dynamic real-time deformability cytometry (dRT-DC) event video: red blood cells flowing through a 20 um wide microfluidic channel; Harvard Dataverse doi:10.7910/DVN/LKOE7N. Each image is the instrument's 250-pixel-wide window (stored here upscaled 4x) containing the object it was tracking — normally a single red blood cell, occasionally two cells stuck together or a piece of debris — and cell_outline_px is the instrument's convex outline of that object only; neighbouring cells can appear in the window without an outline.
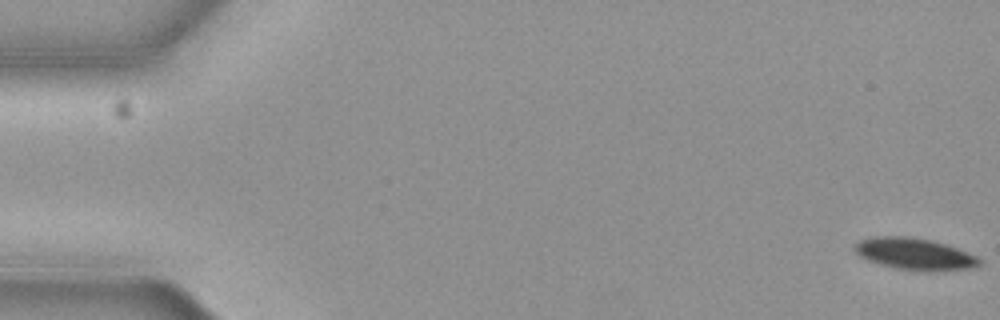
{"species": "common noctule bat (a hibernating species)", "species_latin": "Nyctalus noctula", "temperature_condition": "cold", "stored_images_in_passage": 58, "camera_frame_rate_fps": 3000, "um_per_image_px": 0.085, "animal": {"sex": "female", "body_mass_g": 19.3, "forearm_length_mm": 54.1}, "frame": {"image": 1, "passage_image": 1, "time_ms": 0.0, "image_size_px": [1000, 320], "cell_outline_px": [[980, 264], [976, 268], [932, 272], [924, 272], [896, 268], [880, 264], [868, 260], [860, 256], [852, 248], [860, 240], [872, 236], [904, 236], [928, 240], [944, 244], [956, 248], [976, 256], [980, 260]], "centroid_in_image_um": [77.74, 21.61], "position_along_channel_um": 7.3, "area_um2": 23.06}}
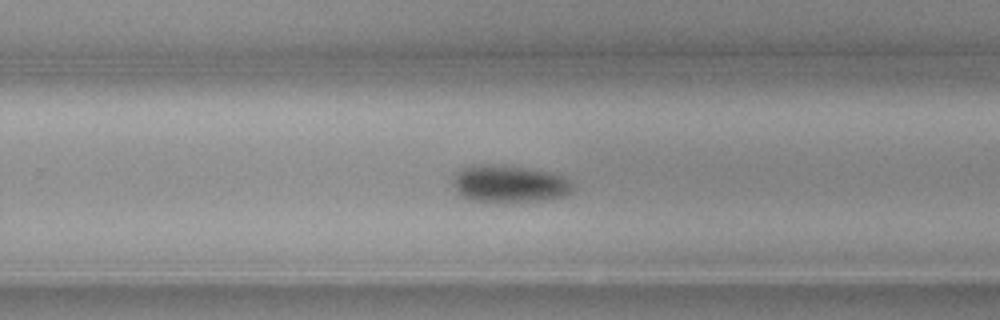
{"frame": {"image": 2, "passage_image": 37, "time_ms": 12.0, "image_size_px": [1000, 320], "cell_outline_px": [[572, 192], [564, 196], [552, 200], [516, 204], [484, 204], [468, 200], [460, 196], [452, 188], [452, 184], [456, 172], [460, 168], [472, 164], [492, 164], [524, 168], [544, 172], [560, 176], [568, 180], [572, 184]], "centroid_in_image_um": [43.19, 15.71], "position_along_channel_um": 286.6, "area_um2": 27.22}}
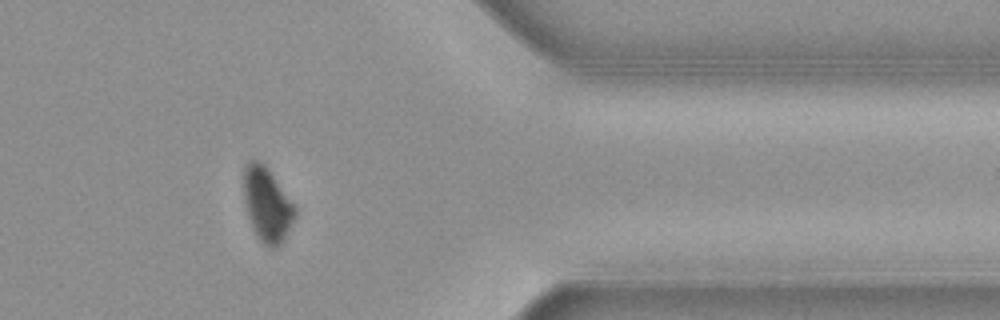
{"frame": {"image": 3, "passage_image": 47, "time_ms": 15.333, "image_size_px": [1000, 320], "cell_outline_px": [[296, 216], [288, 232], [280, 244], [276, 248], [268, 248], [256, 236], [252, 228], [248, 216], [244, 200], [244, 168], [248, 160], [256, 160], [264, 164], [296, 208]], "centroid_in_image_um": [22.69, 17.42], "position_along_channel_um": 388.7, "area_um2": 21.91}, "authors_computed_cell_mechanics": {"area_um2": 25.3453, "velocity_mm_per_s": 3.662, "shape_relaxation_time_tau1_ms": 3.0363, "shape_relaxation_time_tau2_ms": null, "deformation_change_tau1": 0.0979, "deformation_change_tau2": null}}